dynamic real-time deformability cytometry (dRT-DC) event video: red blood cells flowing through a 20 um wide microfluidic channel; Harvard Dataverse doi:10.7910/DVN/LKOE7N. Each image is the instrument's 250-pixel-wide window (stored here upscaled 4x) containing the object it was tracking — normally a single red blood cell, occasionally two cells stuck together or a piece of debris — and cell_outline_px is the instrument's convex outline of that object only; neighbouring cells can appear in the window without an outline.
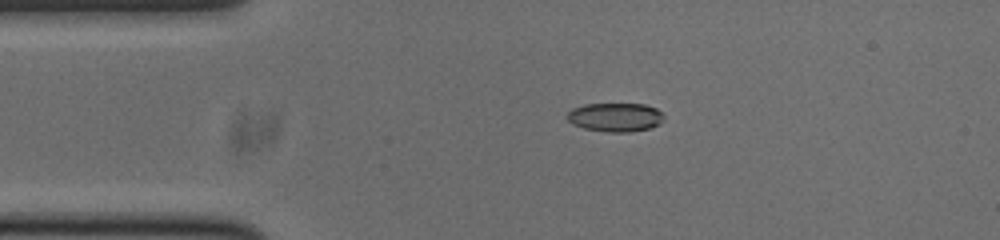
{"species": "common noctule bat (a hibernating species)", "species_latin": "Nyctalus noctula", "temperature_condition": "cold", "stored_images_in_passage": 44, "camera_frame_rate_fps": 3000, "um_per_image_px": 0.085, "animal": {"sex": "male", "body_mass_g": 20.0, "forearm_length_mm": 53.3}, "frame": {"image": 1, "passage_image": 1, "time_ms": 0.0, "image_size_px": [1000, 240], "cell_outline_px": [[664, 120], [660, 124], [648, 128], [628, 132], [608, 132], [584, 128], [572, 124], [568, 120], [568, 112], [572, 108], [584, 104], [644, 104], [656, 108], [664, 116]], "centroid_in_image_um": [52.3, 9.96], "position_along_channel_um": 32.7, "area_um2": 16.18}}
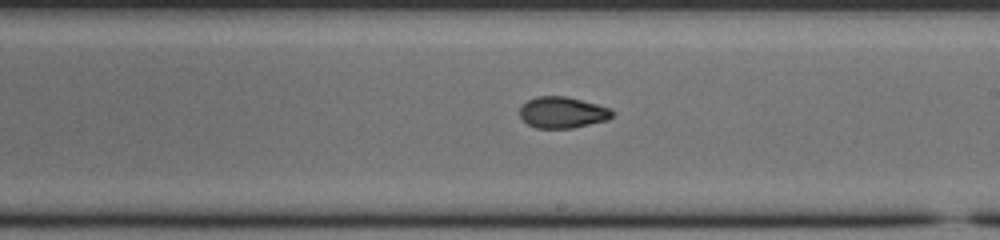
{"frame": {"image": 2, "passage_image": 20, "time_ms": 6.333, "image_size_px": [1000, 240], "cell_outline_px": [[612, 116], [608, 120], [572, 128], [536, 128], [528, 124], [520, 116], [520, 108], [528, 100], [536, 96], [564, 96], [612, 108]], "centroid_in_image_um": [47.81, 9.56], "position_along_channel_um": 241.2, "area_um2": 16.7}}
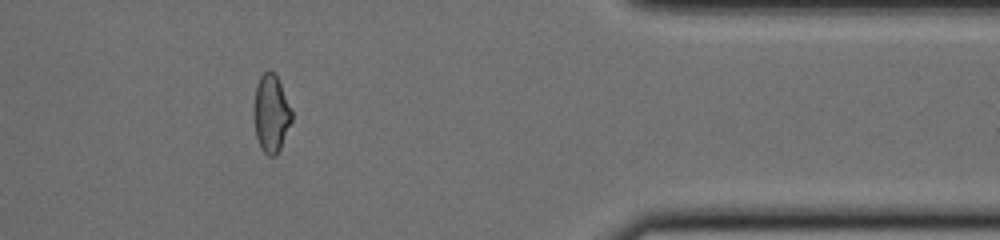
{"frame": {"image": 3, "passage_image": 34, "time_ms": 11.0, "image_size_px": [1000, 240], "cell_outline_px": [[292, 120], [280, 148], [276, 156], [268, 156], [260, 148], [256, 136], [256, 84], [260, 76], [264, 72], [276, 72], [292, 112]], "centroid_in_image_um": [23.08, 9.66], "position_along_channel_um": 388.3, "area_um2": 16.59}, "authors_computed_cell_mechanics": {"area_um2": 17.1088, "velocity_mm_per_s": 3.7882, "shape_relaxation_time_tau1_ms": 8.5188, "shape_relaxation_time_tau2_ms": 1.4567, "deformation_change_tau1": 0.2392, "deformation_change_tau2": 0.0592}}